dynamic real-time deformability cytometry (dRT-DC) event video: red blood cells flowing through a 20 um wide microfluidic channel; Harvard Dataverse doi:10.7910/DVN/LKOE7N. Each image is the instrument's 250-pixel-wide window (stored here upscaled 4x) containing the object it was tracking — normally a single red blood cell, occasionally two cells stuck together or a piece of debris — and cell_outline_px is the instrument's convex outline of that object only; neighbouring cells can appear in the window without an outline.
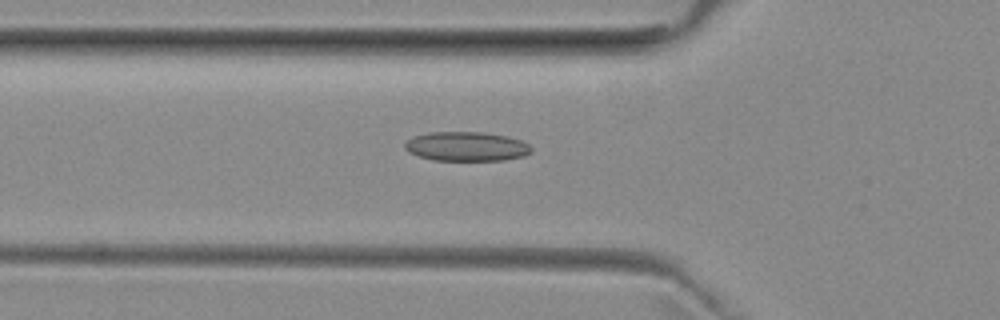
{"species": "common noctule bat (a hibernating species)", "species_latin": "Nyctalus noctula", "temperature_condition": "room temperature", "stored_images_in_passage": 33, "camera_frame_rate_fps": 3000, "um_per_image_px": 0.085, "animal": {"sex": "female", "body_mass_g": 29.2, "forearm_length_mm": 56.3}, "frame": {"image": 1, "passage_image": 5, "time_ms": 1.333, "image_size_px": [1000, 320], "cell_outline_px": [[532, 152], [524, 156], [504, 160], [432, 160], [408, 152], [404, 148], [404, 144], [412, 136], [428, 132], [484, 132], [508, 136], [520, 140], [528, 144], [532, 148]], "centroid_in_image_um": [39.65, 12.44], "position_along_channel_um": 86.2, "area_um2": 21.73}}
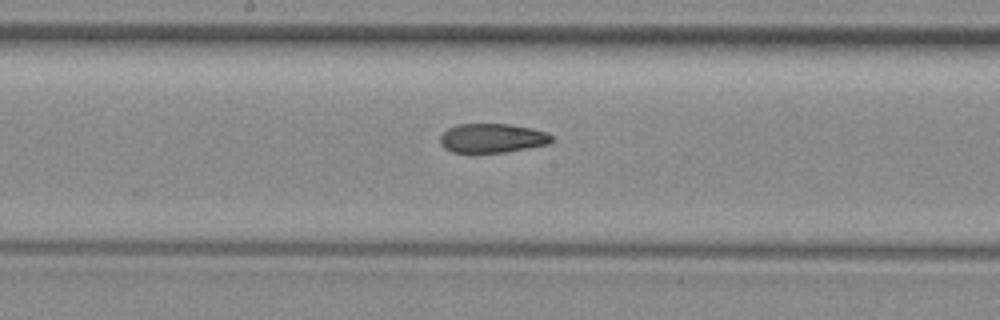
{"frame": {"image": 2, "passage_image": 14, "time_ms": 4.333, "image_size_px": [1000, 320], "cell_outline_px": [[552, 140], [548, 144], [504, 152], [452, 152], [444, 148], [440, 144], [440, 136], [448, 128], [456, 124], [508, 124], [532, 128], [548, 132], [552, 136]], "centroid_in_image_um": [41.82, 11.73], "position_along_channel_um": 206.4, "area_um2": 18.9}}
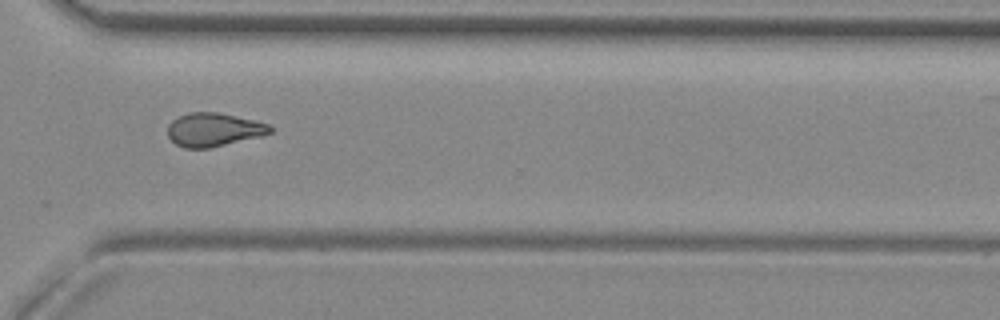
{"frame": {"image": 3, "passage_image": 25, "time_ms": 8.0, "image_size_px": [1000, 320], "cell_outline_px": [[272, 132], [260, 136], [208, 148], [184, 148], [176, 144], [168, 136], [168, 124], [172, 120], [188, 112], [216, 112], [252, 120], [268, 124], [272, 128]], "centroid_in_image_um": [18.12, 11.02], "position_along_channel_um": 352.5, "area_um2": 19.65}, "authors_computed_cell_mechanics": {"area_um2": 19.7098, "velocity_mm_per_s": 3.9945, "shape_relaxation_time_tau1_ms": null, "shape_relaxation_time_tau2_ms": 4.6533, "deformation_change_tau1": null, "deformation_change_tau2": 0.1341}}